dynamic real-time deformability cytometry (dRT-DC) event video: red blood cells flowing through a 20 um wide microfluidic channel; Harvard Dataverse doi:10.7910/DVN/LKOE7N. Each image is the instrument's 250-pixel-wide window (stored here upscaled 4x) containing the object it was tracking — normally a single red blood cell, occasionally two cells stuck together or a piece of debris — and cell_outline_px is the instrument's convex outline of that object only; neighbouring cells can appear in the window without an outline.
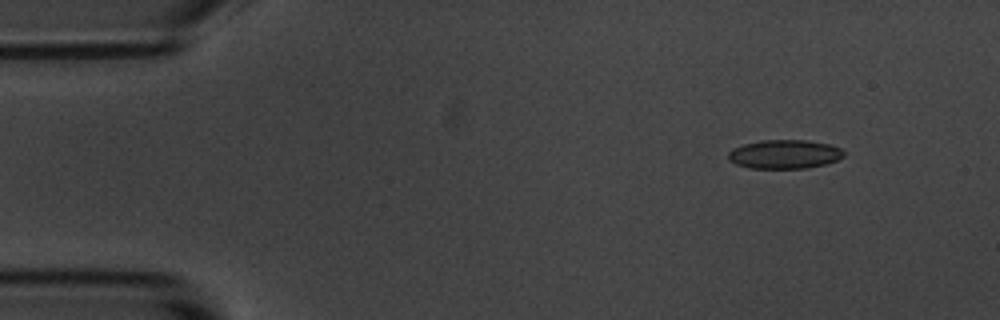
{"species": "common noctule bat (a hibernating species)", "species_latin": "Nyctalus noctula", "temperature_condition": "room temperature", "stored_images_in_passage": 4, "camera_frame_rate_fps": 3000, "um_per_image_px": 0.085, "animal": {"sex": "male", "body_mass_g": 20.1, "forearm_length_mm": 53.5}, "frame": {"image": 1, "passage_image": 1, "time_ms": 0.0, "image_size_px": [1000, 320], "cell_outline_px": [[844, 156], [828, 164], [808, 168], [748, 168], [736, 164], [728, 160], [728, 152], [732, 148], [744, 144], [764, 140], [808, 140], [828, 144], [840, 148], [844, 152]], "centroid_in_image_um": [66.68, 13.11], "position_along_channel_um": 18.3, "area_um2": 19.54}}
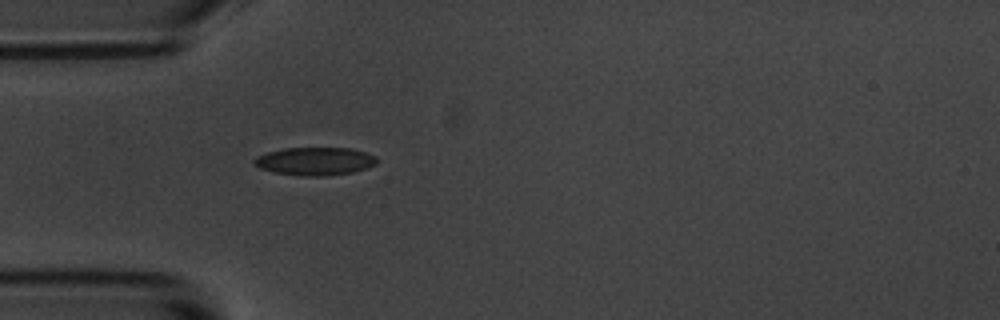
{"frame": {"image": 2, "passage_image": 4, "time_ms": 1.0, "image_size_px": [1000, 320], "cell_outline_px": [[376, 164], [352, 172], [328, 176], [304, 176], [276, 172], [260, 168], [252, 164], [252, 160], [256, 156], [268, 152], [284, 148], [352, 148], [376, 156]], "centroid_in_image_um": [26.74, 13.7], "position_along_channel_um": 58.3, "area_um2": 19.94}}